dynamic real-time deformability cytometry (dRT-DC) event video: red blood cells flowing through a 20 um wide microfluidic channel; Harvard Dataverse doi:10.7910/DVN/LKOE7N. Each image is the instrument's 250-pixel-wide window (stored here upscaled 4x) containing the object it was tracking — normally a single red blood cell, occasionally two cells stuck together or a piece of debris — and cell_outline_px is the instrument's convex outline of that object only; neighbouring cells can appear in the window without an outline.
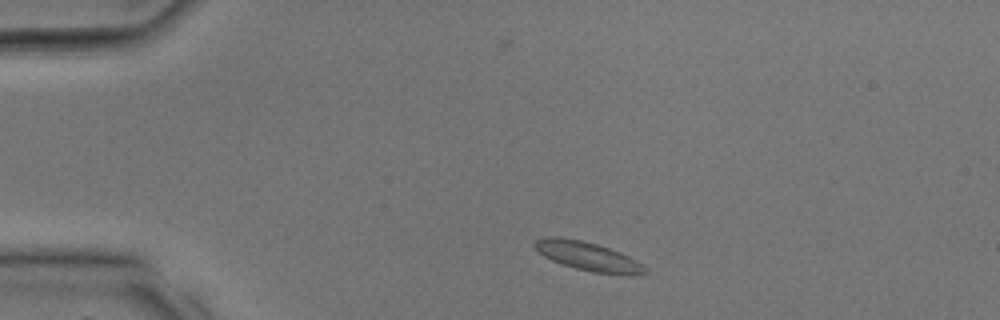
{"species": "common noctule bat (a hibernating species)", "species_latin": "Nyctalus noctula", "temperature_condition": "room temperature", "stored_images_in_passage": 19, "camera_frame_rate_fps": 3000, "um_per_image_px": 0.085, "animal": {"sex": "male", "body_mass_g": 17.9, "forearm_length_mm": 54.2}, "frame": {"image": 1, "passage_image": 2, "time_ms": 0.333, "image_size_px": [1000, 320], "cell_outline_px": [[648, 272], [640, 276], [632, 276], [592, 272], [576, 268], [552, 260], [544, 256], [532, 244], [536, 240], [544, 236], [556, 236], [580, 240], [596, 244], [620, 252], [644, 264], [648, 268]], "centroid_in_image_um": [50.05, 21.8], "position_along_channel_um": 35.0, "area_um2": 18.67}}
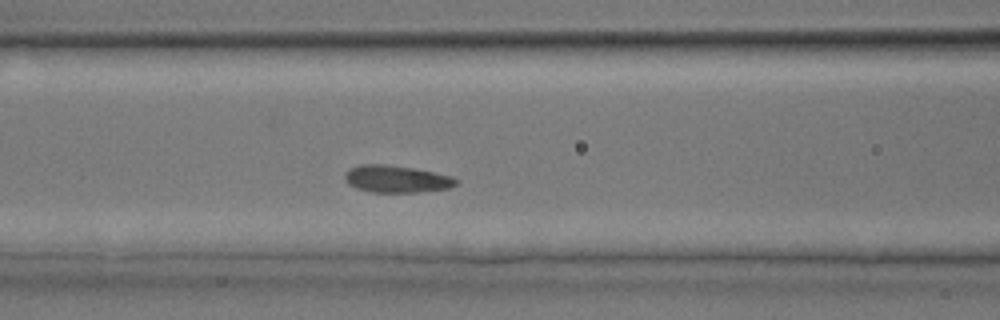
{"frame": {"image": 2, "passage_image": 9, "time_ms": 2.667, "image_size_px": [1000, 320], "cell_outline_px": [[456, 184], [448, 188], [416, 192], [372, 192], [356, 188], [348, 184], [344, 180], [344, 176], [348, 168], [360, 164], [384, 164], [412, 168], [432, 172], [448, 176], [456, 180]], "centroid_in_image_um": [33.59, 15.21], "position_along_channel_um": 133.0, "area_um2": 17.34}}
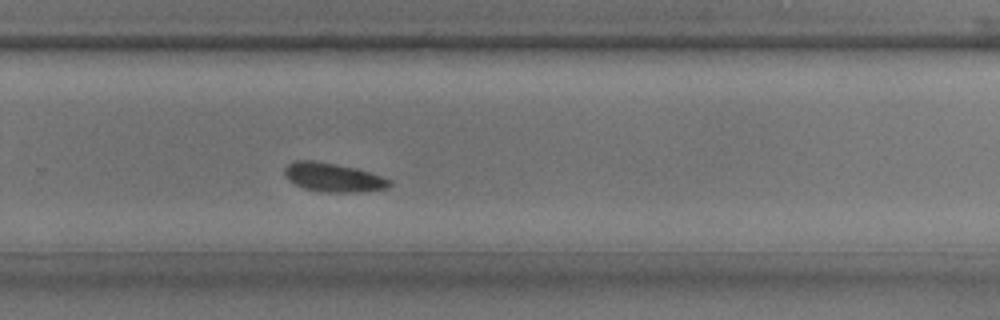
{"frame": {"image": 3, "passage_image": 17, "time_ms": 5.333, "image_size_px": [1000, 320], "cell_outline_px": [[392, 184], [388, 188], [360, 192], [324, 192], [304, 188], [288, 180], [284, 172], [284, 168], [288, 164], [296, 160], [312, 160], [336, 164], [356, 168], [392, 180]], "centroid_in_image_um": [28.32, 15.08], "position_along_channel_um": 301.5, "area_um2": 17.57}}